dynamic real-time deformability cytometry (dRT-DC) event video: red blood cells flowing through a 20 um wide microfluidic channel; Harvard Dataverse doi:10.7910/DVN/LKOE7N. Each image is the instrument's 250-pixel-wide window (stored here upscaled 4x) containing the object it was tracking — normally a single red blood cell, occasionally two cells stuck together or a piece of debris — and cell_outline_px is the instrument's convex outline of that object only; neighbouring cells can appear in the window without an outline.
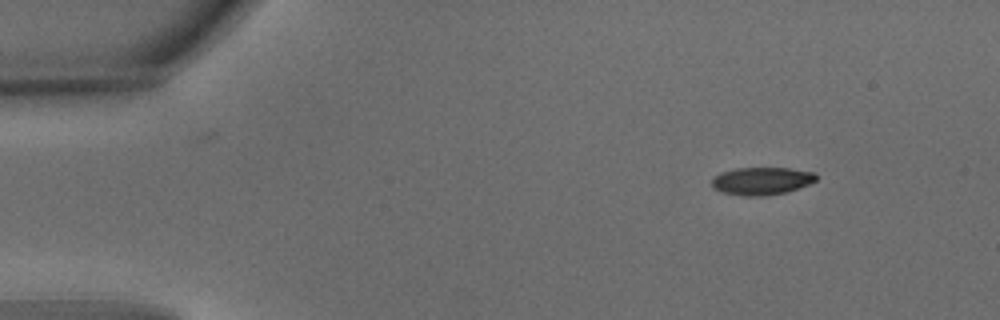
{"species": "common noctule bat (a hibernating species)", "species_latin": "Nyctalus noctula", "temperature_condition": "warm", "stored_images_in_passage": 7, "camera_frame_rate_fps": 3000, "um_per_image_px": 0.085, "animal": {"sex": "male", "body_mass_g": 15.6}, "frame": {"image": 1, "passage_image": 1, "time_ms": 0.0, "image_size_px": [1000, 320], "cell_outline_px": [[816, 180], [808, 184], [784, 192], [764, 196], [744, 196], [720, 192], [712, 188], [712, 180], [720, 172], [736, 168], [788, 168], [816, 172]], "centroid_in_image_um": [64.7, 15.38], "position_along_channel_um": 20.3, "area_um2": 16.76}}
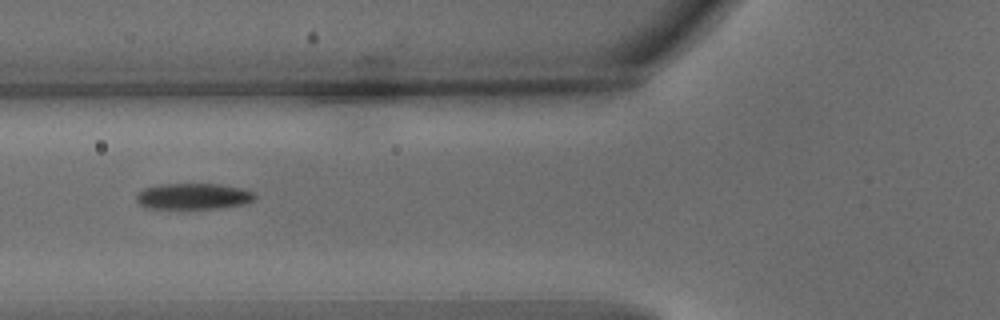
{"frame": {"image": 2, "passage_image": 5, "time_ms": 1.333, "image_size_px": [1000, 320], "cell_outline_px": [[256, 200], [244, 204], [220, 208], [148, 208], [140, 204], [136, 200], [136, 196], [144, 188], [160, 184], [220, 184], [240, 188], [256, 192]], "centroid_in_image_um": [16.49, 16.68], "position_along_channel_um": 109.3, "area_um2": 17.98}}
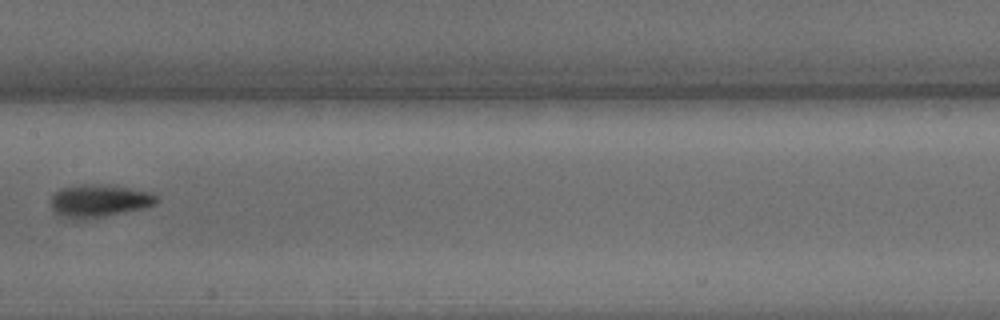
{"frame": {"image": 3, "passage_image": 7, "time_ms": 2.0, "image_size_px": [1000, 320], "cell_outline_px": [[160, 200], [156, 204], [144, 208], [84, 220], [76, 220], [60, 216], [52, 212], [52, 196], [60, 188], [80, 184], [128, 188], [148, 192], [156, 196]], "centroid_in_image_um": [8.38, 17.1], "position_along_channel_um": 199.0, "area_um2": 19.88}}